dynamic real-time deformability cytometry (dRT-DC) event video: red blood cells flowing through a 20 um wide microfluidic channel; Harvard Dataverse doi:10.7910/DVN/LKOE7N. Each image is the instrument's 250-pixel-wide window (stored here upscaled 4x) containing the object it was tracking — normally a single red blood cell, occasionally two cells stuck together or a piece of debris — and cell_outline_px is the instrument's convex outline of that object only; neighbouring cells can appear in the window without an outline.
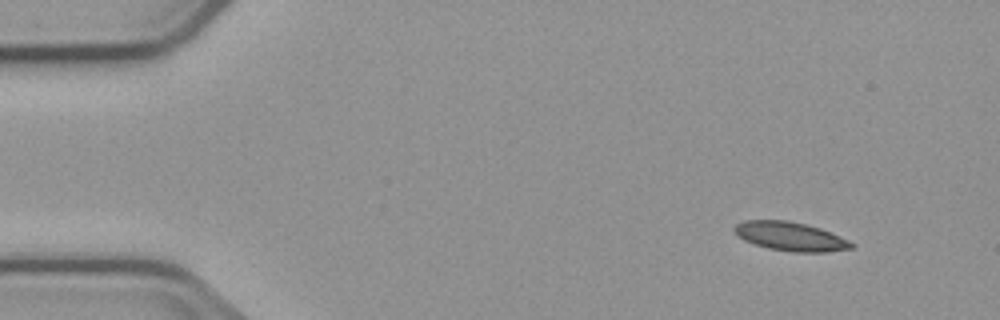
{"species": "common noctule bat (a hibernating species)", "species_latin": "Nyctalus noctula", "temperature_condition": "cold", "stored_images_in_passage": 3, "camera_frame_rate_fps": 3000, "um_per_image_px": 0.085, "animal": {"sex": "male", "body_mass_g": 23.1, "forearm_length_mm": 52.7}, "frame": {"image": 1, "passage_image": 1, "time_ms": 0.0, "image_size_px": [1000, 320], "cell_outline_px": [[856, 248], [828, 252], [792, 252], [768, 248], [744, 240], [732, 228], [736, 224], [744, 220], [788, 220], [820, 228], [848, 240], [856, 244]], "centroid_in_image_um": [67.22, 20.1], "position_along_channel_um": 17.8, "area_um2": 19.65}}
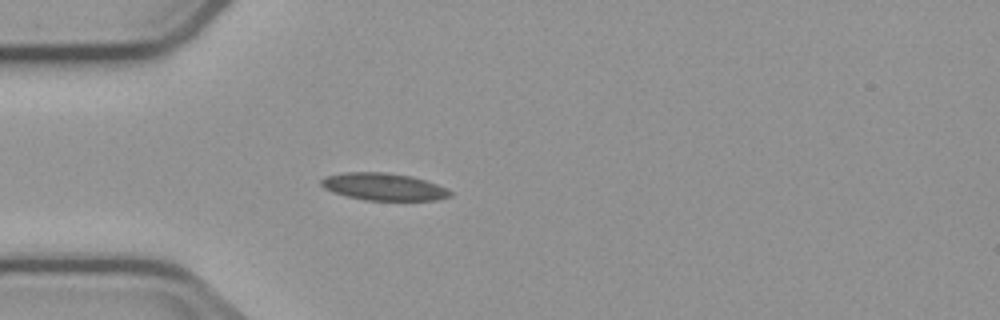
{"frame": {"image": 2, "passage_image": 3, "time_ms": 3.333, "image_size_px": [1000, 320], "cell_outline_px": [[452, 196], [436, 200], [364, 200], [332, 192], [324, 188], [320, 184], [320, 180], [324, 176], [344, 172], [388, 172], [412, 176], [448, 188], [452, 192]], "centroid_in_image_um": [32.6, 15.86], "position_along_channel_um": 52.4, "area_um2": 20.63}}